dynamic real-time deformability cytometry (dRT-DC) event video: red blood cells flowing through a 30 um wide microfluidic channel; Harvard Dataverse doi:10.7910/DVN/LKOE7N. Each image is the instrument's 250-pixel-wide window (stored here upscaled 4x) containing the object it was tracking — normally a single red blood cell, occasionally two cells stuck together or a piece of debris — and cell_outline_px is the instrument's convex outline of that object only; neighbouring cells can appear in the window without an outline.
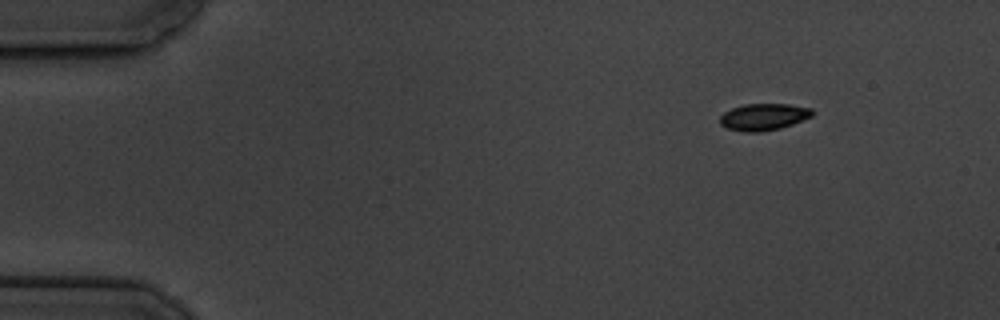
{"species": "common noctule bat (a hibernating species)", "species_latin": "Nyctalus noctula", "temperature_condition": "cold", "stored_images_in_passage": 4, "camera_frame_rate_fps": 3000, "um_per_image_px": 0.085, "animal": {"sex": "male", "body_mass_g": 19.5, "forearm_length_mm": 54.6}, "frame": {"image": 1, "passage_image": 1, "time_ms": 0.0, "image_size_px": [1000, 320], "cell_outline_px": [[812, 116], [792, 124], [780, 128], [760, 132], [744, 132], [728, 128], [720, 124], [720, 116], [724, 112], [732, 108], [744, 104], [788, 104], [812, 108]], "centroid_in_image_um": [64.89, 9.93], "position_along_channel_um": 20.1, "area_um2": 14.33}}
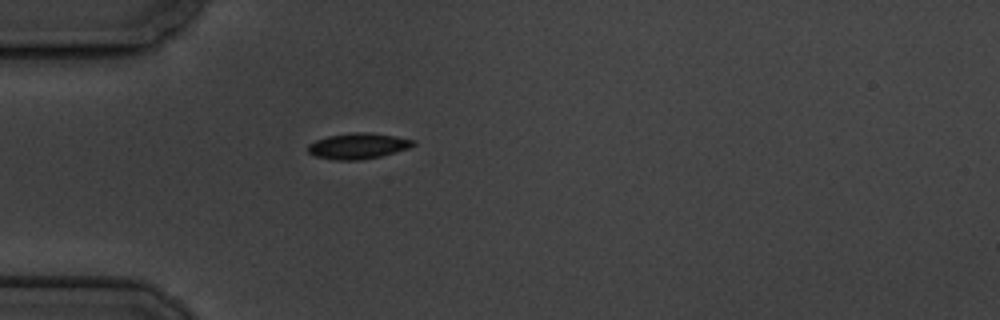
{"frame": {"image": 2, "passage_image": 4, "time_ms": 3.333, "image_size_px": [1000, 320], "cell_outline_px": [[416, 144], [408, 148], [396, 152], [380, 156], [360, 160], [336, 160], [316, 156], [308, 152], [308, 144], [316, 140], [328, 136], [352, 132], [364, 132], [396, 136], [416, 140]], "centroid_in_image_um": [30.45, 12.4], "position_along_channel_um": 54.5, "area_um2": 15.78}}